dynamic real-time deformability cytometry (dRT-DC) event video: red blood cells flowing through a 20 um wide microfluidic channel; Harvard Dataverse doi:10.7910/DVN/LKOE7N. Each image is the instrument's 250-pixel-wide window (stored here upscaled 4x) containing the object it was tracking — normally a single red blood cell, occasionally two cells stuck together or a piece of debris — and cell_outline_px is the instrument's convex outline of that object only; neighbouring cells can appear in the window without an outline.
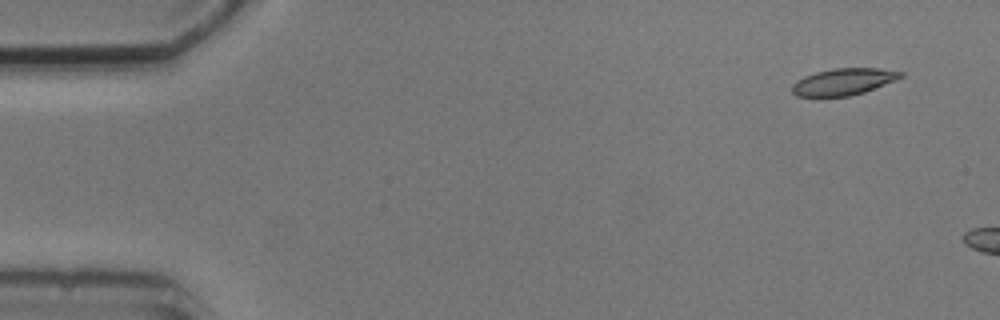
{"species": "common noctule bat (a hibernating species)", "species_latin": "Nyctalus noctula", "temperature_condition": "cold", "stored_images_in_passage": 3, "camera_frame_rate_fps": 3000, "um_per_image_px": 0.085, "animal": {"sex": "male", "body_mass_g": 20.5, "forearm_length_mm": 52.5}, "frame": {"image": 1, "passage_image": 1, "time_ms": 0.0, "image_size_px": [1000, 320], "cell_outline_px": [[904, 76], [896, 80], [864, 92], [848, 96], [796, 96], [792, 92], [792, 84], [796, 80], [804, 76], [816, 72], [832, 68], [880, 68], [904, 72]], "centroid_in_image_um": [71.7, 6.93], "position_along_channel_um": 13.3, "area_um2": 16.94}}